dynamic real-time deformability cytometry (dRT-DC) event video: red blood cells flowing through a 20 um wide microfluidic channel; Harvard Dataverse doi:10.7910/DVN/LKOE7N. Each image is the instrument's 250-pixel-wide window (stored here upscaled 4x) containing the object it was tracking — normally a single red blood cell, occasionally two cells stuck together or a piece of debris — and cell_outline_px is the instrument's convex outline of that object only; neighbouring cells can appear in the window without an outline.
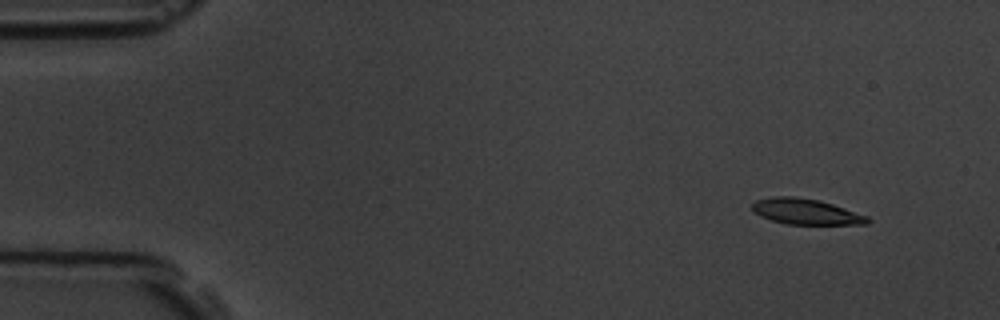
{"species": "common noctule bat (a hibernating species)", "species_latin": "Nyctalus noctula", "temperature_condition": "room temperature", "stored_images_in_passage": 6, "camera_frame_rate_fps": 3000, "um_per_image_px": 0.085, "animal": {"sex": "male", "body_mass_g": 19.5, "forearm_length_mm": 54.6}, "frame": {"image": 1, "passage_image": 2, "time_ms": 1.0, "image_size_px": [1000, 320], "cell_outline_px": [[872, 220], [868, 224], [788, 224], [772, 220], [760, 216], [752, 208], [752, 204], [756, 200], [772, 196], [792, 196], [820, 200], [868, 216]], "centroid_in_image_um": [68.52, 17.98], "position_along_channel_um": 16.5, "area_um2": 17.17}}
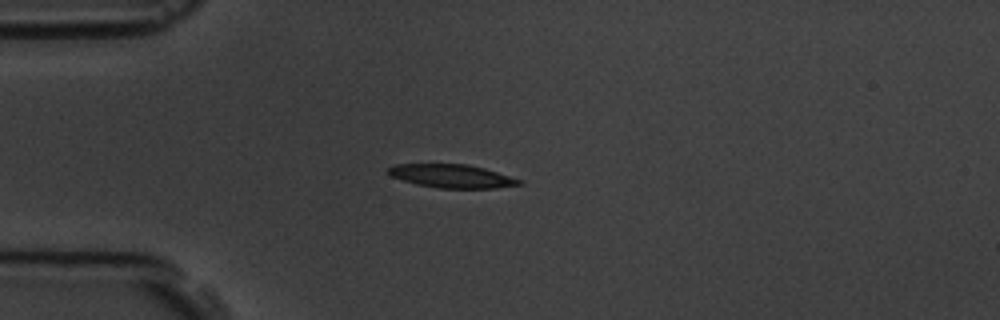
{"frame": {"image": 2, "passage_image": 5, "time_ms": 4.333, "image_size_px": [1000, 320], "cell_outline_px": [[524, 184], [496, 188], [440, 188], [416, 184], [392, 176], [388, 172], [388, 168], [392, 164], [468, 164], [484, 168], [524, 180]], "centroid_in_image_um": [38.46, 14.96], "position_along_channel_um": 46.5, "area_um2": 17.86}}